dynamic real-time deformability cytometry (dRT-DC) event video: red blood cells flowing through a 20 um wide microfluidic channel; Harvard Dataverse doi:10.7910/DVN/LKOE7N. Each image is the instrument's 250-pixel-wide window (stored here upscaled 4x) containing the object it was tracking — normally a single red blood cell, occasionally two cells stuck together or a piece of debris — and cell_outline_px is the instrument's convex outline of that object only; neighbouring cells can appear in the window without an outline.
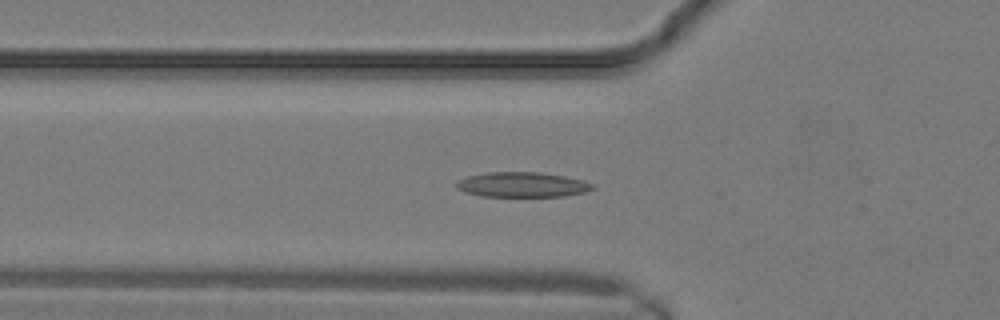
{"species": "common noctule bat (a hibernating species)", "species_latin": "Nyctalus noctula", "temperature_condition": "warm", "stored_images_in_passage": 18, "camera_frame_rate_fps": 3000, "um_per_image_px": 0.085, "animal": {"sex": "male", "body_mass_g": 19.2, "forearm_length_mm": 51.8}, "frame": {"image": 1, "passage_image": 8, "time_ms": 2.333, "image_size_px": [1000, 320], "cell_outline_px": [[596, 188], [584, 192], [564, 196], [480, 196], [464, 192], [456, 188], [456, 180], [468, 176], [484, 172], [540, 172], [564, 176], [584, 180], [592, 184]], "centroid_in_image_um": [44.36, 15.69], "position_along_channel_um": 81.4, "area_um2": 19.94}}
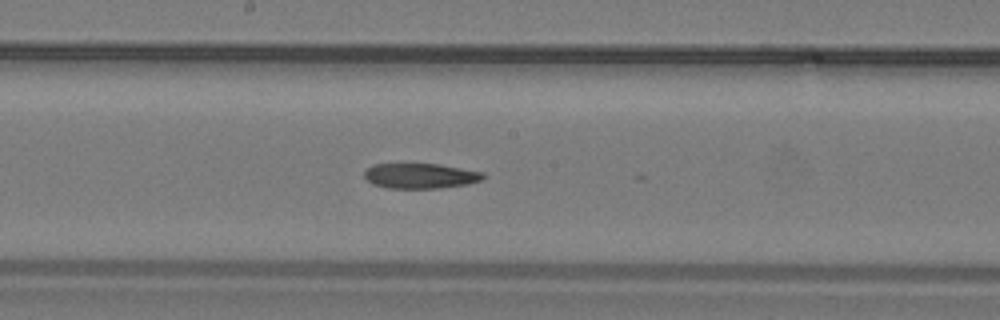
{"frame": {"image": 2, "passage_image": 13, "time_ms": 4.0, "image_size_px": [1000, 320], "cell_outline_px": [[484, 180], [468, 184], [440, 188], [388, 188], [372, 184], [364, 176], [364, 172], [372, 164], [440, 164], [484, 172]], "centroid_in_image_um": [35.76, 14.95], "position_along_channel_um": 212.4, "area_um2": 17.51}}
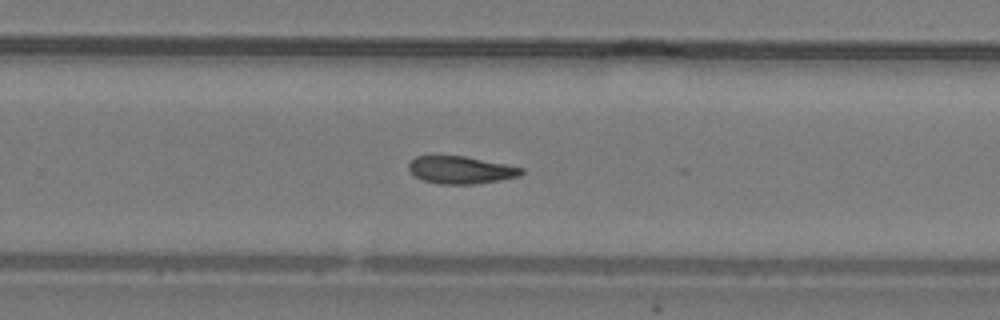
{"frame": {"image": 3, "passage_image": 16, "time_ms": 5.0, "image_size_px": [1000, 320], "cell_outline_px": [[524, 172], [520, 176], [500, 180], [472, 184], [440, 184], [424, 180], [416, 176], [408, 168], [408, 164], [416, 156], [464, 156], [524, 168]], "centroid_in_image_um": [39.19, 14.45], "position_along_channel_um": 290.6, "area_um2": 17.8}}